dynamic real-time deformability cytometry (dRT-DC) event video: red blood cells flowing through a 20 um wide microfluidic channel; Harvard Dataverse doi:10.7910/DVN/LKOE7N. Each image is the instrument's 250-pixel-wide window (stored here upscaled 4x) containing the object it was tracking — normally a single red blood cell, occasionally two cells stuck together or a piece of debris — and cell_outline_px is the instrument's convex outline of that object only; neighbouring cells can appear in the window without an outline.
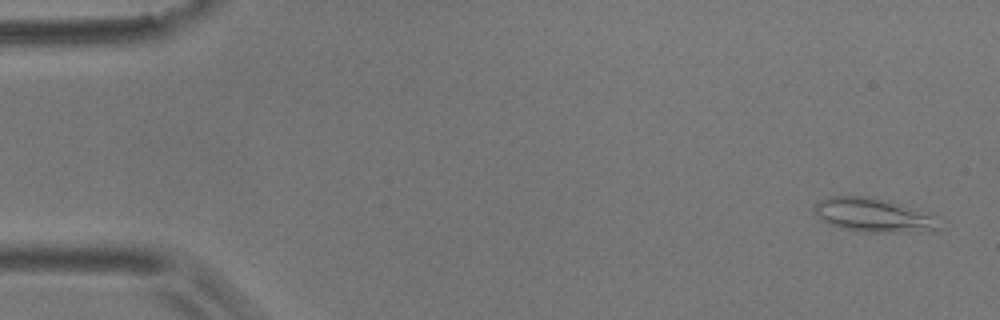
{"species": "common noctule bat (a hibernating species)", "species_latin": "Nyctalus noctula", "temperature_condition": "room temperature", "stored_images_in_passage": 5, "camera_frame_rate_fps": 3000, "um_per_image_px": 0.085, "animal": {"sex": "male", "body_mass_g": 17.9}, "frame": {"image": 1, "passage_image": 1, "time_ms": 0.0, "image_size_px": [1000, 320], "cell_outline_px": [[944, 228], [932, 232], [864, 232], [840, 228], [828, 224], [812, 208], [820, 200], [828, 196], [868, 196], [932, 216]], "centroid_in_image_um": [74.21, 18.32], "position_along_channel_um": 10.8, "area_um2": 23.99}}